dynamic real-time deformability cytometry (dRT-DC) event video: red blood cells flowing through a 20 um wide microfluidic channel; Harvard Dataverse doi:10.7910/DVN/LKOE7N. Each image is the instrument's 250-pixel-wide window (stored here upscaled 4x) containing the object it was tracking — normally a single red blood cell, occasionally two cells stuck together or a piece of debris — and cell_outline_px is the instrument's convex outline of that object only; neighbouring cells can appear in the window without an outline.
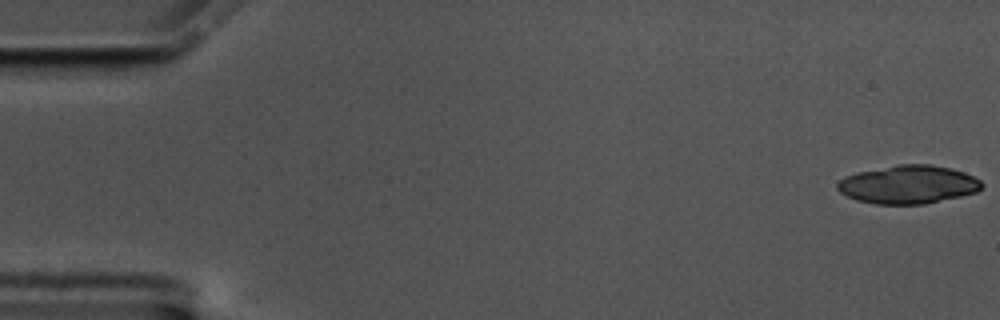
{"species": "common noctule bat (a hibernating species)", "species_latin": "Nyctalus noctula", "temperature_condition": "cold", "stored_images_in_passage": 19, "camera_frame_rate_fps": 3000, "um_per_image_px": 0.085, "animal": {"sex": "male", "body_mass_g": 17.5, "forearm_length_mm": 52.3}, "frame": {"image": 1, "passage_image": 1, "time_ms": 0.0, "image_size_px": [1000, 320], "cell_outline_px": [[984, 184], [976, 192], [960, 196], [924, 204], [876, 204], [856, 200], [840, 192], [836, 188], [836, 184], [844, 176], [856, 172], [896, 164], [928, 164], [952, 168], [964, 172], [980, 180]], "centroid_in_image_um": [77.17, 15.67], "position_along_channel_um": 7.8, "area_um2": 32.31}}